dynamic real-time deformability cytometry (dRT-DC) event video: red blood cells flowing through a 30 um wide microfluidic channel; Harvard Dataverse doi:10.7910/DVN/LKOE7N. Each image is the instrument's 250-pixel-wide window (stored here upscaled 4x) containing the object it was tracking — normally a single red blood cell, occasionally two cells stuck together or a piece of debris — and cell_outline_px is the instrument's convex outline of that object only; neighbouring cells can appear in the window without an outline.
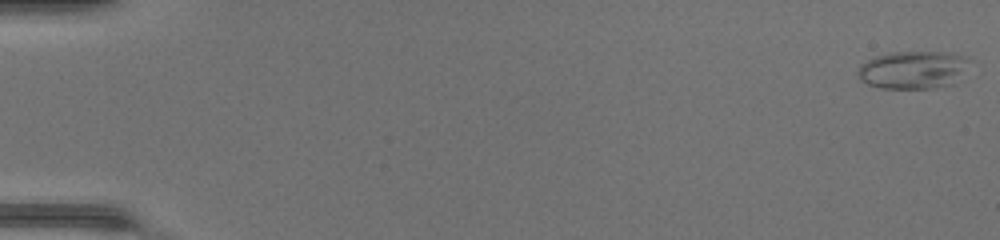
{"species": "common noctule bat (a hibernating species)", "species_latin": "Nyctalus noctula", "temperature_condition": "warm", "stored_images_in_passage": 10, "camera_frame_rate_fps": 3000, "um_per_image_px": 0.085, "animal": {"sex": "female", "body_mass_g": 17.0, "forearm_length_mm": 48.0}, "frame": {"image": 1, "passage_image": 1, "time_ms": 0.0, "image_size_px": [1000, 240], "cell_outline_px": [[960, 56], [952, 84], [932, 88], [880, 88], [868, 84], [860, 80], [856, 72], [860, 64], [876, 56], [892, 52], [940, 52]], "centroid_in_image_um": [77.3, 5.96], "position_along_channel_um": 7.7, "area_um2": 22.95}}